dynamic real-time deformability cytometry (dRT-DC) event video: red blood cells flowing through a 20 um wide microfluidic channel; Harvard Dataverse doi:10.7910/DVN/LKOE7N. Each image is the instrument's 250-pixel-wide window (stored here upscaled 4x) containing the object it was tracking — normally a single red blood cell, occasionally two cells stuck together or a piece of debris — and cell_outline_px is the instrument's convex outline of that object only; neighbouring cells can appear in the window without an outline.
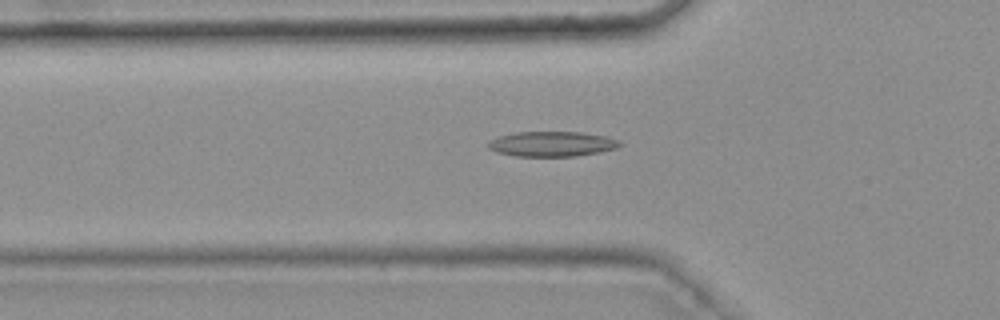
{"species": "common noctule bat (a hibernating species)", "species_latin": "Nyctalus noctula", "temperature_condition": "warm", "stored_images_in_passage": 43, "camera_frame_rate_fps": 3000, "um_per_image_px": 0.085, "animal": {"sex": "female", "body_mass_g": 25.1}, "frame": {"image": 1, "passage_image": 17, "time_ms": 5.333, "image_size_px": [1000, 320], "cell_outline_px": [[624, 144], [616, 148], [600, 152], [576, 156], [516, 156], [496, 152], [488, 148], [488, 140], [496, 136], [516, 132], [580, 132], [608, 136]], "centroid_in_image_um": [46.89, 12.23], "position_along_channel_um": 78.9, "area_um2": 19.36}}
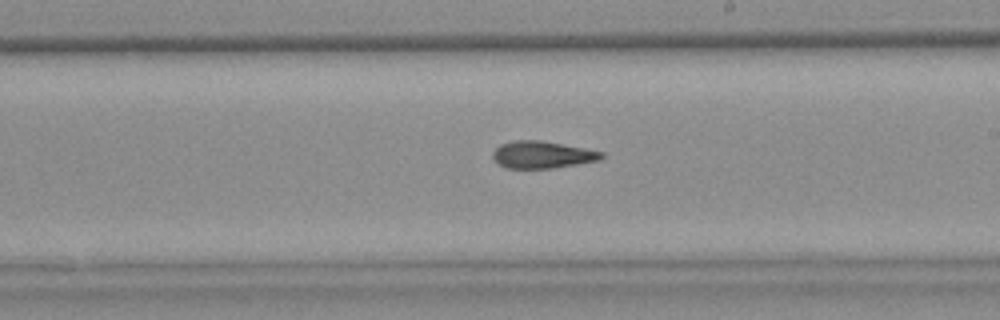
{"frame": {"image": 2, "passage_image": 30, "time_ms": 9.667, "image_size_px": [1000, 320], "cell_outline_px": [[604, 156], [600, 160], [552, 168], [508, 168], [500, 164], [492, 156], [492, 152], [500, 144], [516, 140], [540, 140], [584, 148], [604, 152]], "centroid_in_image_um": [46.1, 13.14], "position_along_channel_um": 242.9, "area_um2": 16.99}}
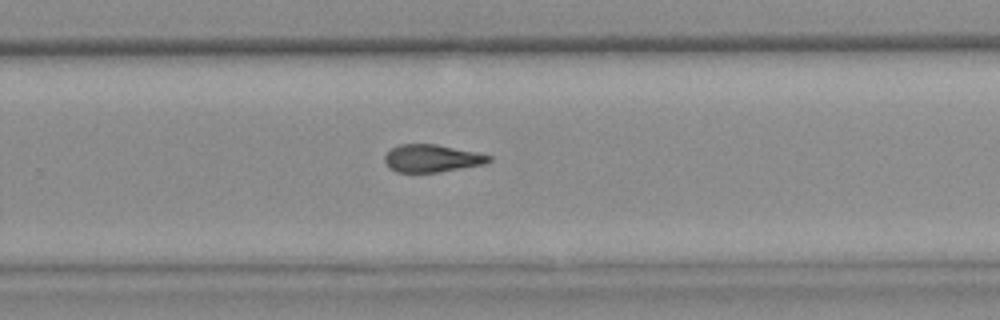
{"frame": {"image": 3, "passage_image": 34, "time_ms": 11.0, "image_size_px": [1000, 320], "cell_outline_px": [[492, 160], [484, 164], [440, 172], [396, 172], [388, 168], [384, 160], [384, 156], [392, 148], [400, 144], [436, 144], [476, 152], [492, 156]], "centroid_in_image_um": [36.7, 13.46], "position_along_channel_um": 293.1, "area_um2": 16.76}, "authors_computed_cell_mechanics": {"area_um2": 18.0336, "velocity_mm_per_s": 3.7773, "shape_relaxation_time_tau1_ms": null, "shape_relaxation_time_tau2_ms": 7.6199, "deformation_change_tau1": null, "deformation_change_tau2": 0.1937}}